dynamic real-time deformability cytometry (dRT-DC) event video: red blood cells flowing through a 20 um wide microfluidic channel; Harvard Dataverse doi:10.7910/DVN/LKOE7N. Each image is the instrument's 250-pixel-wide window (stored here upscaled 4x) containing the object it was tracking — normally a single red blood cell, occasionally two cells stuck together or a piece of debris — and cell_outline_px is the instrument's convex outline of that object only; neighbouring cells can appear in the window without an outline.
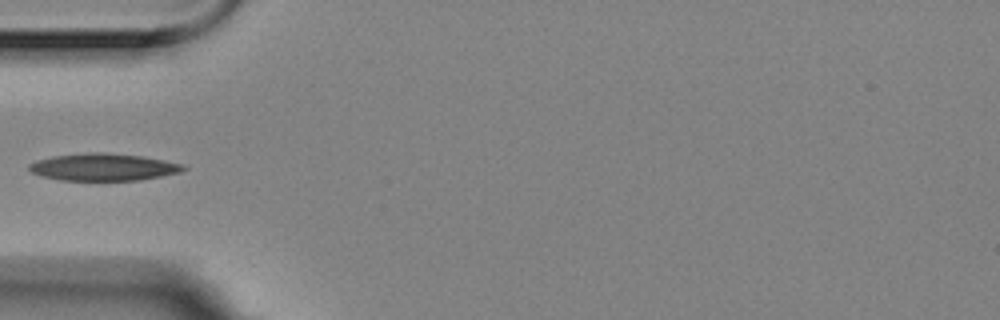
{"species": "Egyptian fruit bat (a non-hibernating species)", "species_latin": "Rousettus aegyptiacus", "temperature_condition": "room temperature", "stored_images_in_passage": 5, "camera_frame_rate_fps": 3000, "um_per_image_px": 0.085, "animal": {"sex": "female"}, "frame": {"image": 1, "passage_image": 4, "time_ms": 1.0, "image_size_px": [1000, 320], "cell_outline_px": [[188, 168], [180, 172], [140, 180], [60, 180], [40, 176], [32, 172], [28, 168], [28, 164], [36, 160], [52, 156], [92, 152], [100, 152], [140, 156], [164, 160], [184, 164]], "centroid_in_image_um": [8.77, 14.2], "position_along_channel_um": 76.2, "area_um2": 24.39}}